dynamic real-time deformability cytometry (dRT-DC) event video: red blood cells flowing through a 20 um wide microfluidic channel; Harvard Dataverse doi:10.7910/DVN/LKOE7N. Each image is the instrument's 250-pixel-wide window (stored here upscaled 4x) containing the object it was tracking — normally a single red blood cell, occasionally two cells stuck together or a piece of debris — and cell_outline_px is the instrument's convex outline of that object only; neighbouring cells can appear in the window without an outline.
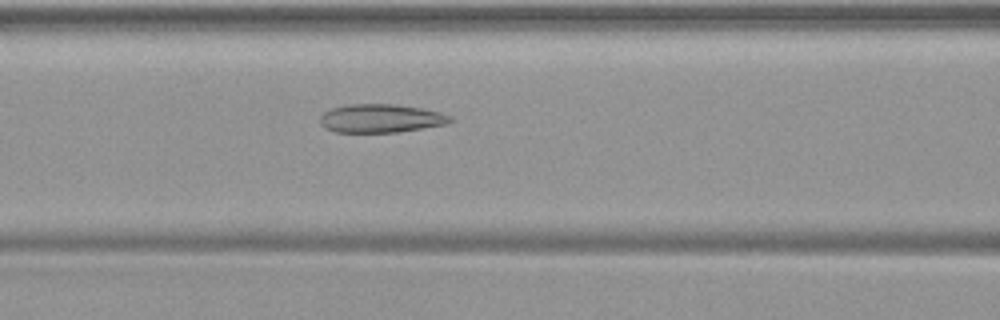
{"species": "common noctule bat (a hibernating species)", "species_latin": "Nyctalus noctula", "temperature_condition": "warm", "stored_images_in_passage": 46, "camera_frame_rate_fps": 3000, "um_per_image_px": 0.085, "animal": {"sex": "female", "body_mass_g": 19.9}, "frame": {"image": 1, "passage_image": 18, "time_ms": 5.667, "image_size_px": [1000, 320], "cell_outline_px": [[456, 120], [448, 124], [396, 132], [336, 132], [324, 128], [320, 124], [320, 116], [324, 112], [332, 108], [348, 104], [396, 104], [420, 108], [440, 112], [452, 116]], "centroid_in_image_um": [32.39, 10.06], "position_along_channel_um": 134.2, "area_um2": 21.73}}
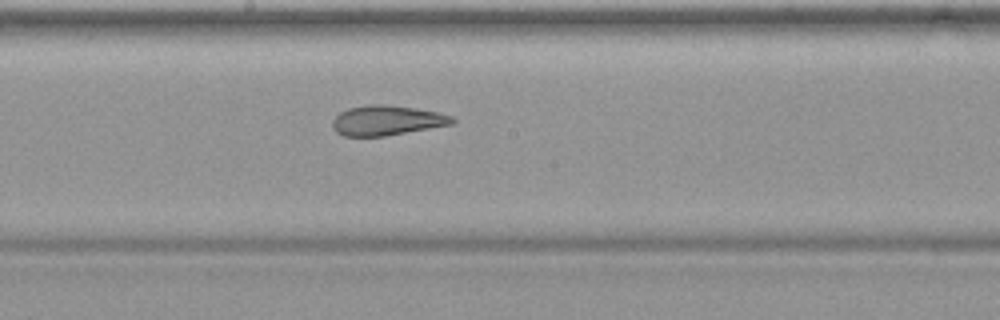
{"frame": {"image": 2, "passage_image": 24, "time_ms": 7.667, "image_size_px": [1000, 320], "cell_outline_px": [[456, 120], [452, 124], [384, 136], [344, 136], [336, 132], [332, 128], [332, 120], [340, 112], [348, 108], [368, 104], [384, 104], [416, 108], [436, 112], [452, 116]], "centroid_in_image_um": [32.84, 10.23], "position_along_channel_um": 215.4, "area_um2": 20.81}}
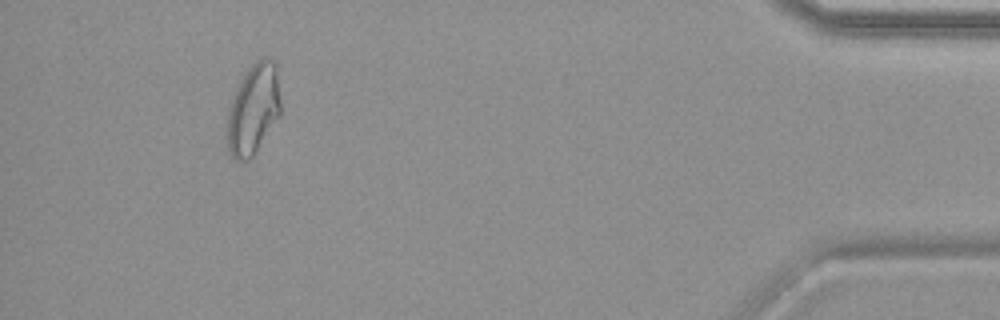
{"frame": {"image": 3, "passage_image": 43, "time_ms": 14.0, "image_size_px": [1000, 320], "cell_outline_px": [[280, 116], [252, 156], [248, 160], [236, 160], [232, 156], [228, 148], [228, 108], [232, 96], [244, 72], [256, 60], [264, 56], [272, 60], [276, 64], [280, 100]], "centroid_in_image_um": [21.54, 9.24], "position_along_channel_um": 413.7, "area_um2": 28.09}}